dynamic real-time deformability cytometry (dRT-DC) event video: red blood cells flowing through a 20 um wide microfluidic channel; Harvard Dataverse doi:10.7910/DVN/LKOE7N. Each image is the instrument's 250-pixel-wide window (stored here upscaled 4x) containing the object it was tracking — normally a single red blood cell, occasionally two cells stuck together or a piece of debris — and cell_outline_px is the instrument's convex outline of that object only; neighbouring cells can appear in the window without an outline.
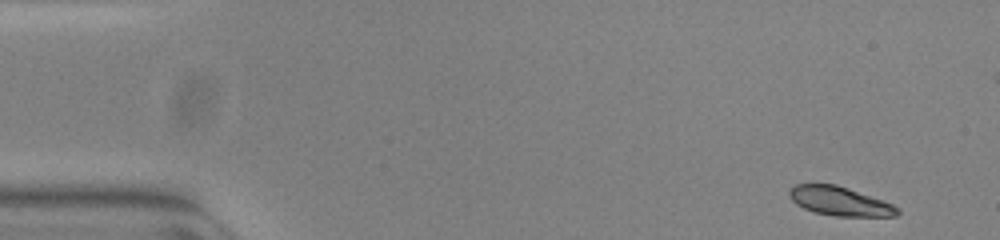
{"species": "common noctule bat (a hibernating species)", "species_latin": "Nyctalus noctula", "temperature_condition": "warm", "stored_images_in_passage": 52, "camera_frame_rate_fps": 3000, "um_per_image_px": 0.085, "animal": {"sex": "female", "body_mass_g": 23.0, "forearm_length_mm": 53.4}, "frame": {"image": 1, "passage_image": 1, "time_ms": 0.0, "image_size_px": [1000, 240], "cell_outline_px": [[900, 212], [896, 216], [836, 216], [816, 212], [804, 208], [796, 204], [788, 196], [788, 188], [796, 184], [836, 184], [848, 188], [892, 204], [900, 208]], "centroid_in_image_um": [71.35, 17.09], "position_along_channel_um": 13.6, "area_um2": 18.15}}
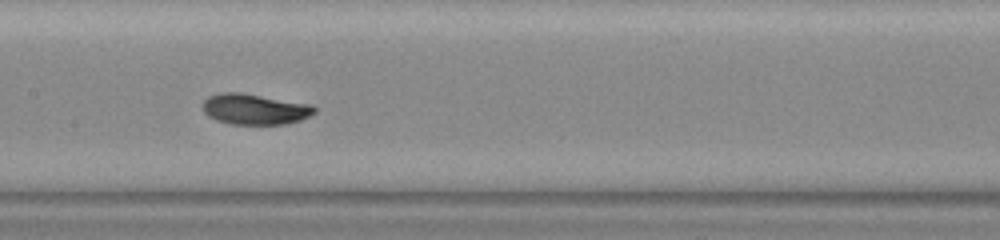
{"frame": {"image": 2, "passage_image": 24, "time_ms": 7.667, "image_size_px": [1000, 240], "cell_outline_px": [[316, 112], [300, 120], [288, 124], [232, 124], [216, 120], [208, 116], [204, 112], [200, 104], [208, 96], [224, 92], [240, 92], [312, 104], [316, 108]], "centroid_in_image_um": [21.64, 9.27], "position_along_channel_um": 185.8, "area_um2": 20.17}}
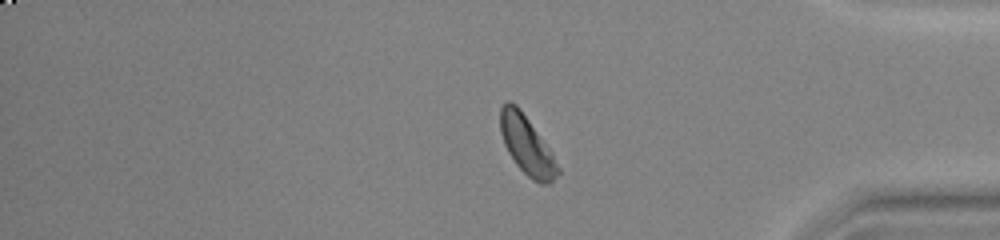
{"frame": {"image": 3, "passage_image": 42, "time_ms": 13.667, "image_size_px": [1000, 240], "cell_outline_px": [[560, 172], [548, 184], [540, 184], [532, 180], [516, 164], [508, 152], [504, 144], [500, 132], [500, 108], [508, 100], [516, 104], [520, 108], [552, 152], [560, 168]], "centroid_in_image_um": [44.78, 12.35], "position_along_channel_um": 390.4, "area_um2": 19.59}, "authors_computed_cell_mechanics": {"area_um2": 19.5075, "velocity_mm_per_s": 3.8178, "shape_relaxation_time_tau1_ms": 2.9031, "shape_relaxation_time_tau2_ms": 9.4558, "deformation_change_tau1": 0.1535, "deformation_change_tau2": 0.0955}}